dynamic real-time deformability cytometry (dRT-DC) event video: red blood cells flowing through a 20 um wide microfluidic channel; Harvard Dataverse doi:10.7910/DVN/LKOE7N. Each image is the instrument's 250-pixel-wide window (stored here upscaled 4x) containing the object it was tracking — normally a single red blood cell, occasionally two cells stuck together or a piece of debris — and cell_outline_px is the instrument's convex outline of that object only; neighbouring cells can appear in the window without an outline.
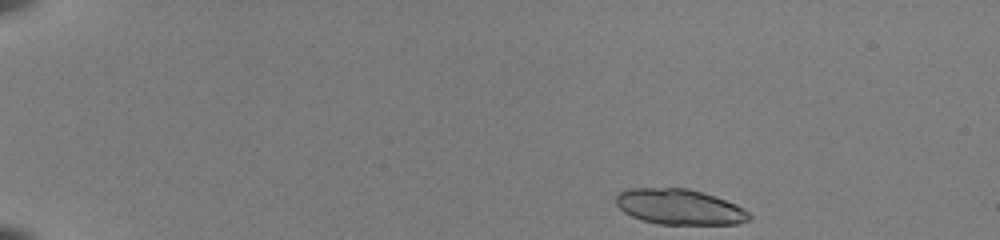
{"species": "common noctule bat (a hibernating species)", "species_latin": "Nyctalus noctula", "temperature_condition": "room temperature", "stored_images_in_passage": 44, "camera_frame_rate_fps": 3000, "um_per_image_px": 0.085, "animal": {"sex": "female", "body_mass_g": 22.0, "forearm_length_mm": 56.7}, "frame": {"image": 1, "passage_image": 1, "time_ms": 0.0, "image_size_px": [1000, 240], "cell_outline_px": [[752, 216], [748, 220], [736, 224], [660, 224], [640, 220], [624, 212], [616, 204], [616, 196], [620, 192], [628, 188], [688, 188], [736, 204], [748, 212]], "centroid_in_image_um": [57.72, 17.59], "position_along_channel_um": 27.3, "area_um2": 27.34}, "authors_computed_cell_mechanics": {"area_um2": 17.9758, "velocity_mm_per_s": 4.0127, "shape_relaxation_time_tau1_ms": 3.6737, "shape_relaxation_time_tau2_ms": 1.392, "deformation_change_tau1": 0.1035, "deformation_change_tau2": 0.0596}}